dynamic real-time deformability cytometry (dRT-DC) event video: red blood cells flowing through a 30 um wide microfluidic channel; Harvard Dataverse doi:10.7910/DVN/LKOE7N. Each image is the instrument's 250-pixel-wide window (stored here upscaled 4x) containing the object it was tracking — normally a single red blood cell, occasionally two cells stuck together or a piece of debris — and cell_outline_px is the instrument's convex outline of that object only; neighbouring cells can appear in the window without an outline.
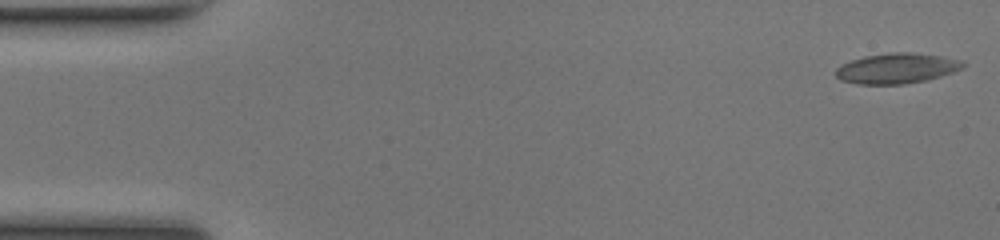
{"species": "common noctule bat (a hibernating species)", "species_latin": "Nyctalus noctula", "temperature_condition": "room temperature", "stored_images_in_passage": 49, "camera_frame_rate_fps": 3000, "um_per_image_px": 0.085, "animal": {"sex": "female", "body_mass_g": 17.0, "forearm_length_mm": 48.0}, "frame": {"image": 1, "passage_image": 1, "time_ms": 0.0, "image_size_px": [1000, 240], "cell_outline_px": [[964, 68], [928, 80], [904, 84], [856, 84], [840, 80], [836, 76], [836, 68], [840, 64], [864, 56], [892, 52], [912, 52], [940, 56], [960, 60], [964, 64]], "centroid_in_image_um": [76.19, 5.81], "position_along_channel_um": 8.8, "area_um2": 22.48}}
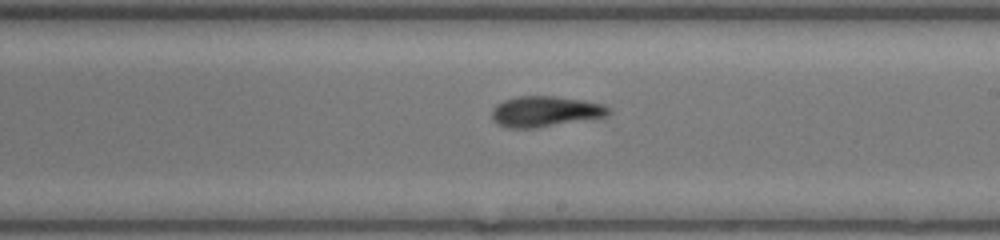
{"frame": {"image": 2, "passage_image": 28, "time_ms": 9.0, "image_size_px": [1000, 240], "cell_outline_px": [[612, 112], [608, 116], [536, 128], [508, 128], [496, 124], [492, 120], [492, 108], [496, 104], [504, 100], [516, 96], [552, 96], [584, 100], [604, 104], [612, 108]], "centroid_in_image_um": [46.35, 9.47], "position_along_channel_um": 242.6, "area_um2": 21.15}}
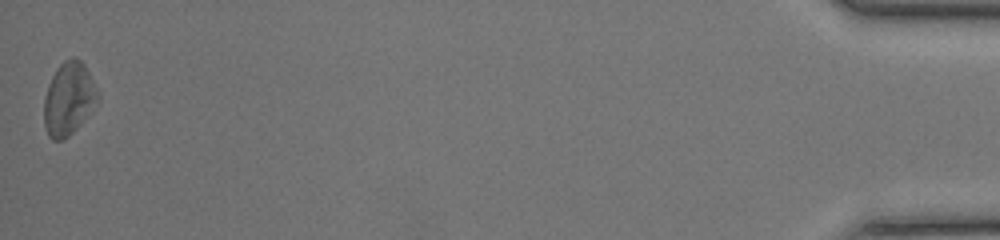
{"frame": {"image": 3, "passage_image": 49, "time_ms": 16.0, "image_size_px": [1000, 240], "cell_outline_px": [[100, 100], [84, 120], [64, 140], [52, 140], [48, 136], [44, 124], [44, 96], [48, 84], [56, 68], [64, 60], [72, 56], [76, 56], [84, 64], [100, 92]], "centroid_in_image_um": [5.85, 8.37], "position_along_channel_um": 429.3, "area_um2": 23.24}, "authors_computed_cell_mechanics": {"area_um2": 21.3282, "velocity_mm_per_s": 4.1576, "shape_relaxation_time_tau1_ms": 3.0627, "shape_relaxation_time_tau2_ms": 3.9593, "deformation_change_tau1": 0.1195, "deformation_change_tau2": 0.1357}}